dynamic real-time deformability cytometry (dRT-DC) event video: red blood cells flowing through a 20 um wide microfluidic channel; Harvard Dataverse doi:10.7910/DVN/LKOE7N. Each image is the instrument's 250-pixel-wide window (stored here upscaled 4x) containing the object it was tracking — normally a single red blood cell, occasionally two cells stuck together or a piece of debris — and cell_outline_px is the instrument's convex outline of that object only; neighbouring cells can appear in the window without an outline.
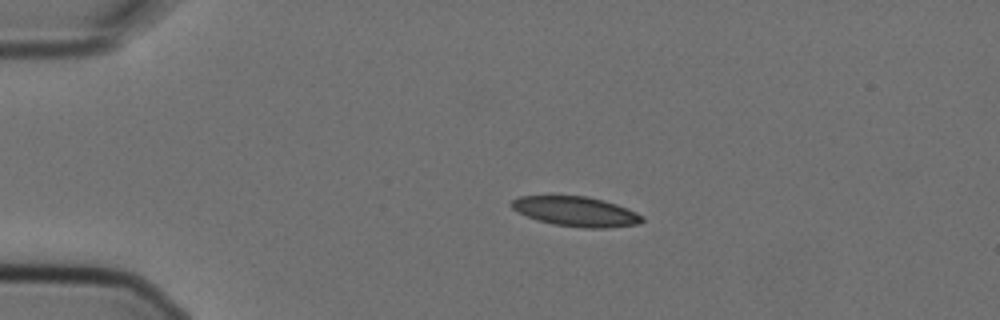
{"species": "Egyptian fruit bat (a non-hibernating species)", "species_latin": "Rousettus aegyptiacus", "temperature_condition": "cold", "stored_images_in_passage": 4, "camera_frame_rate_fps": 3000, "um_per_image_px": 0.085, "animal": {"sex": "female"}, "frame": {"image": 1, "passage_image": 3, "time_ms": 0.667, "image_size_px": [1000, 320], "cell_outline_px": [[644, 220], [640, 224], [604, 228], [584, 228], [552, 224], [536, 220], [512, 208], [508, 204], [512, 200], [520, 196], [588, 196], [604, 200], [628, 208], [644, 216]], "centroid_in_image_um": [48.98, 17.98], "position_along_channel_um": 36.0, "area_um2": 22.77}}